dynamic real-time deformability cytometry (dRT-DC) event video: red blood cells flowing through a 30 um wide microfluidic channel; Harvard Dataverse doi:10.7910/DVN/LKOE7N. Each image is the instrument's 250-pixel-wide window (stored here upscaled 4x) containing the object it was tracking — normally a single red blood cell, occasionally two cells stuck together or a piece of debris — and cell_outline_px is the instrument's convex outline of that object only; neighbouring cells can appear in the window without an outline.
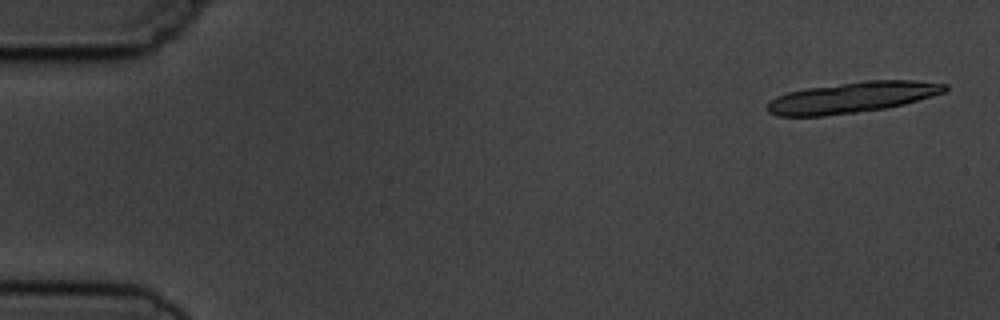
{"species": "common noctule bat (a hibernating species)", "species_latin": "Nyctalus noctula", "temperature_condition": "cold", "stored_images_in_passage": 6, "camera_frame_rate_fps": 3000, "um_per_image_px": 0.085, "animal": {"sex": "male", "body_mass_g": 19.5, "forearm_length_mm": 54.6}, "frame": {"image": 1, "passage_image": 1, "time_ms": 0.0, "image_size_px": [1000, 320], "cell_outline_px": [[948, 88], [944, 92], [932, 96], [904, 104], [884, 108], [856, 112], [824, 116], [776, 116], [768, 112], [764, 108], [768, 100], [776, 96], [788, 92], [808, 88], [864, 80], [912, 80], [948, 84]], "centroid_in_image_um": [72.38, 8.28], "position_along_channel_um": 12.6, "area_um2": 32.02}}
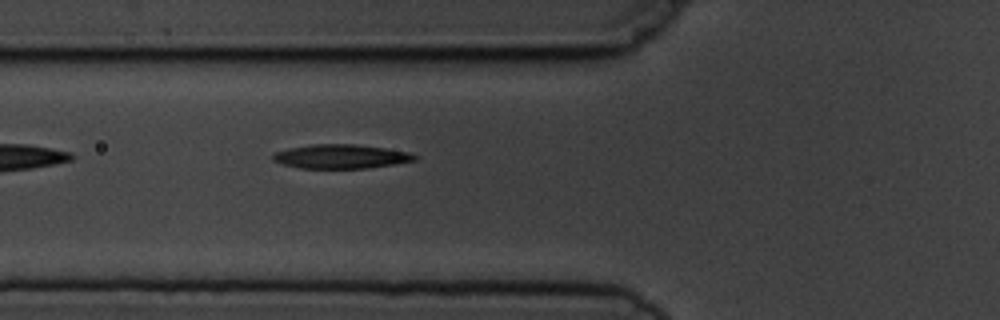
{"frame": {"image": 2, "passage_image": 6, "time_ms": 6.0, "image_size_px": [1000, 320], "cell_outline_px": [[420, 156], [416, 160], [368, 168], [300, 168], [284, 164], [272, 160], [272, 152], [288, 148], [312, 144], [356, 144], [384, 148], [408, 152]], "centroid_in_image_um": [28.95, 13.29], "position_along_channel_um": 96.8, "area_um2": 19.88}}